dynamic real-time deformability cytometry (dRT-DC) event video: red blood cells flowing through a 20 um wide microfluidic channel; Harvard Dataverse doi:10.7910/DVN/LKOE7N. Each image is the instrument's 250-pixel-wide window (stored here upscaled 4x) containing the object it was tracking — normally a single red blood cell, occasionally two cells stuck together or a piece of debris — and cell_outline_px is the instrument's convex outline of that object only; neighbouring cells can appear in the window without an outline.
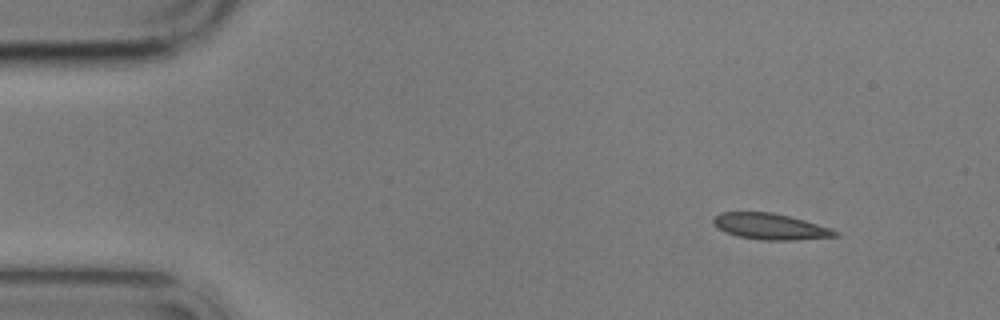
{"species": "common noctule bat (a hibernating species)", "species_latin": "Nyctalus noctula", "temperature_condition": "cold", "stored_images_in_passage": 3, "camera_frame_rate_fps": 3000, "um_per_image_px": 0.085, "animal": {"sex": "male", "body_mass_g": 17.9}, "frame": {"image": 1, "passage_image": 1, "time_ms": 0.0, "image_size_px": [1000, 320], "cell_outline_px": [[840, 236], [796, 240], [760, 240], [736, 236], [724, 232], [712, 224], [712, 220], [720, 212], [772, 212], [804, 220], [832, 228], [840, 232]], "centroid_in_image_um": [65.48, 19.26], "position_along_channel_um": 19.5, "area_um2": 18.73}}